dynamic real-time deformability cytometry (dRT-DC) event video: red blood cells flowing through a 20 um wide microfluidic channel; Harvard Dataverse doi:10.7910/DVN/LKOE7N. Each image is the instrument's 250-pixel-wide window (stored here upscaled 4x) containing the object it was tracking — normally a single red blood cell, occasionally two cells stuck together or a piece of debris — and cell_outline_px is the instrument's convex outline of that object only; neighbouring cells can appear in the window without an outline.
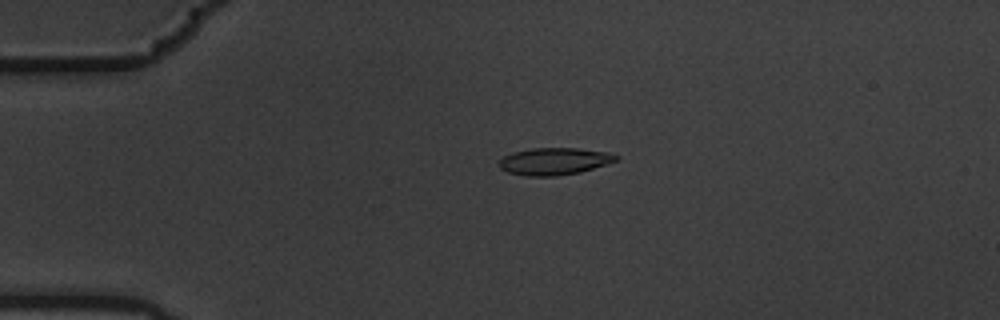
{"species": "common noctule bat (a hibernating species)", "species_latin": "Nyctalus noctula", "temperature_condition": "warm", "stored_images_in_passage": 5, "camera_frame_rate_fps": 3000, "um_per_image_px": 0.085, "animal": {"sex": "male", "body_mass_g": 19.5, "forearm_length_mm": 54.6}, "frame": {"image": 1, "passage_image": 4, "time_ms": 1.0, "image_size_px": [1000, 320], "cell_outline_px": [[620, 156], [616, 160], [580, 172], [556, 176], [528, 176], [508, 172], [500, 168], [500, 160], [504, 156], [512, 152], [532, 148], [576, 148], [608, 152]], "centroid_in_image_um": [47.09, 13.7], "position_along_channel_um": 37.9, "area_um2": 18.26}}